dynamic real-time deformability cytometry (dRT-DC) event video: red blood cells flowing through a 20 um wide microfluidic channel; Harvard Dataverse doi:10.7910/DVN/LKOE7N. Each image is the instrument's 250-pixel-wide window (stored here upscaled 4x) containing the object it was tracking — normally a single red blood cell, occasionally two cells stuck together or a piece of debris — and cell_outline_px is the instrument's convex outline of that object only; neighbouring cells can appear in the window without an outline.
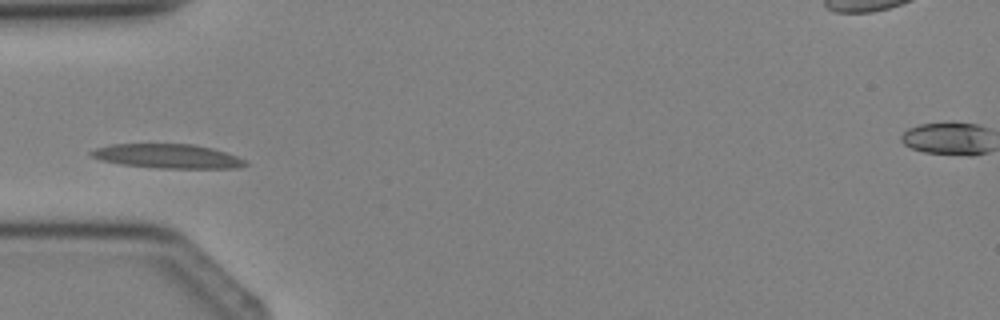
{"species": "Egyptian fruit bat (a non-hibernating species)", "species_latin": "Rousettus aegyptiacus", "temperature_condition": "cold", "stored_images_in_passage": 3, "camera_frame_rate_fps": 3000, "um_per_image_px": 0.085, "animal": {"sex": "female"}, "frame": {"image": 1, "passage_image": 3, "time_ms": 2.333, "image_size_px": [1000, 320], "cell_outline_px": [[248, 164], [240, 168], [156, 168], [120, 164], [100, 160], [92, 156], [88, 152], [96, 148], [112, 144], [192, 144], [212, 148], [236, 156], [244, 160]], "centroid_in_image_um": [14.23, 13.28], "position_along_channel_um": 70.8, "area_um2": 21.68}}